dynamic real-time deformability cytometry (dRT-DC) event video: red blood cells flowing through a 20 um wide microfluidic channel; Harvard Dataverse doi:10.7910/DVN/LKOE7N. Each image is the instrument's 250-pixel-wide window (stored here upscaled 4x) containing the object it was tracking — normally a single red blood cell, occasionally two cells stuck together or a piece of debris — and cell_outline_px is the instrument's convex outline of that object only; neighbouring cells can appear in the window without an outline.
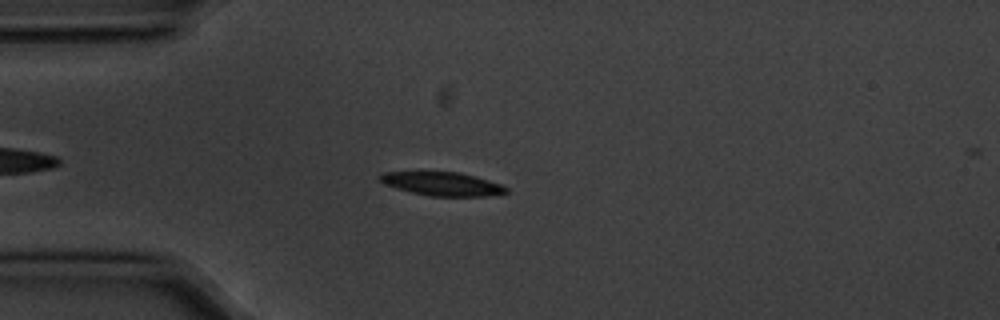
{"species": "common noctule bat (a hibernating species)", "species_latin": "Nyctalus noctula", "temperature_condition": "cold", "stored_images_in_passage": 43, "camera_frame_rate_fps": 3000, "um_per_image_px": 0.085, "animal": {"sex": "male", "body_mass_g": 20.1, "forearm_length_mm": 53.5}, "frame": {"image": 1, "passage_image": 9, "time_ms": 2.667, "image_size_px": [1000, 320], "cell_outline_px": [[508, 192], [488, 196], [428, 196], [396, 188], [384, 184], [380, 180], [380, 176], [384, 172], [460, 172], [488, 180], [500, 184], [508, 188]], "centroid_in_image_um": [37.61, 15.63], "position_along_channel_um": 47.4, "area_um2": 17.17}}
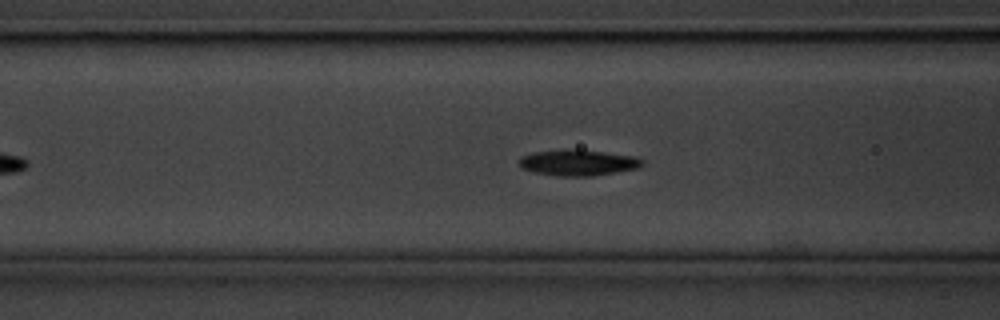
{"frame": {"image": 2, "passage_image": 16, "time_ms": 5.0, "image_size_px": [1000, 320], "cell_outline_px": [[644, 164], [640, 168], [592, 176], [556, 176], [532, 172], [520, 168], [520, 156], [536, 152], [568, 148], [604, 152], [632, 156], [644, 160]], "centroid_in_image_um": [49.12, 13.83], "position_along_channel_um": 117.5, "area_um2": 18.79}}
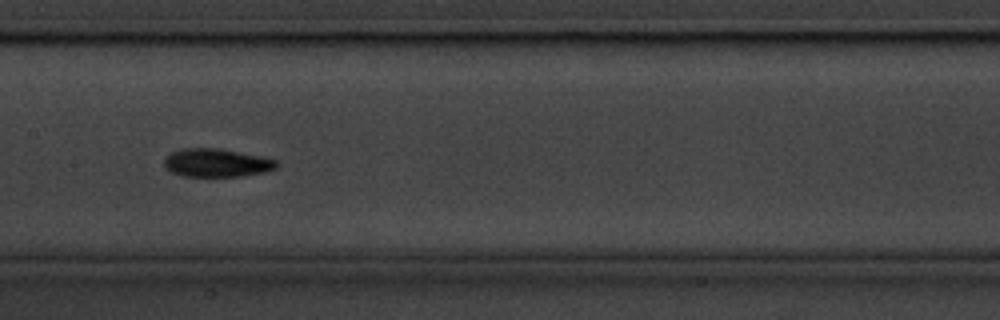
{"frame": {"image": 3, "passage_image": 22, "time_ms": 7.0, "image_size_px": [1000, 320], "cell_outline_px": [[280, 164], [276, 168], [264, 172], [244, 176], [180, 176], [164, 168], [164, 160], [172, 152], [184, 148], [220, 148], [276, 160]], "centroid_in_image_um": [18.4, 13.85], "position_along_channel_um": 189.0, "area_um2": 18.44}, "authors_computed_cell_mechanics": {"area_um2": 17.7446, "velocity_mm_per_s": 3.558, "shape_relaxation_time_tau1_ms": 1.9325, "shape_relaxation_time_tau2_ms": null, "deformation_change_tau1": 0.1242, "deformation_change_tau2": null}}